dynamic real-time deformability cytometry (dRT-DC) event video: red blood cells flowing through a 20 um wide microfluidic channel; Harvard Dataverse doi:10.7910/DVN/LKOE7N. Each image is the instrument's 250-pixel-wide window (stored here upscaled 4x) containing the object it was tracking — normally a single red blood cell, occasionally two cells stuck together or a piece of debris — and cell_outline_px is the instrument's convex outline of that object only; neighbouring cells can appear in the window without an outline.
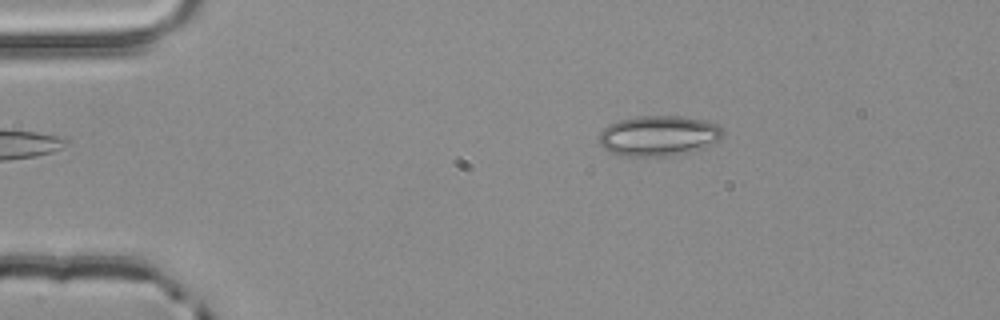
{"species": "common noctule bat (a hibernating species)", "species_latin": "Nyctalus noctula", "temperature_condition": "room temperature", "stored_images_in_passage": 3, "camera_frame_rate_fps": 3000, "um_per_image_px": 0.085, "animal": {"sex": "male", "body_mass_g": 20.4}, "frame": {"image": 1, "passage_image": 2, "time_ms": 0.333, "image_size_px": [1000, 320], "cell_outline_px": [[724, 136], [720, 140], [708, 148], [692, 152], [672, 156], [628, 156], [612, 152], [604, 148], [600, 144], [600, 132], [608, 124], [620, 120], [636, 116], [680, 116], [704, 120], [716, 124], [724, 132]], "centroid_in_image_um": [56.05, 11.55], "position_along_channel_um": 29.0, "area_um2": 29.42}}